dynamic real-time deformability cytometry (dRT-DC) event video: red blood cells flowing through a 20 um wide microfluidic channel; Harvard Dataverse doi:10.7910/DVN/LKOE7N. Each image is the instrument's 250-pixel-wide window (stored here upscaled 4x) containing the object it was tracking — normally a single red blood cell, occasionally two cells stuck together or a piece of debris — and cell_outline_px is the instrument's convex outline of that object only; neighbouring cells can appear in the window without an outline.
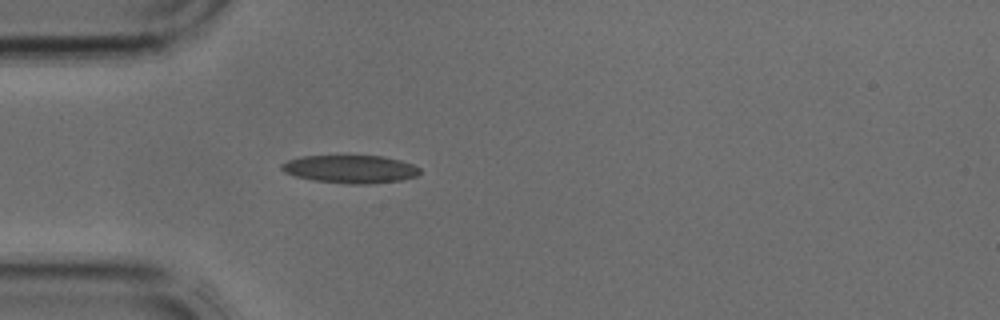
{"species": "common noctule bat (a hibernating species)", "species_latin": "Nyctalus noctula", "temperature_condition": "cold", "stored_images_in_passage": 4, "camera_frame_rate_fps": 3000, "um_per_image_px": 0.085, "animal": {"sex": "male", "body_mass_g": 17.9, "forearm_length_mm": 54.2}, "frame": {"image": 1, "passage_image": 4, "time_ms": 1.0, "image_size_px": [1000, 320], "cell_outline_px": [[420, 172], [416, 176], [400, 180], [368, 184], [352, 184], [316, 180], [296, 176], [284, 172], [280, 168], [280, 164], [288, 160], [300, 156], [344, 152], [384, 156], [400, 160], [412, 164], [420, 168]], "centroid_in_image_um": [29.74, 14.3], "position_along_channel_um": 55.3, "area_um2": 23.58}}